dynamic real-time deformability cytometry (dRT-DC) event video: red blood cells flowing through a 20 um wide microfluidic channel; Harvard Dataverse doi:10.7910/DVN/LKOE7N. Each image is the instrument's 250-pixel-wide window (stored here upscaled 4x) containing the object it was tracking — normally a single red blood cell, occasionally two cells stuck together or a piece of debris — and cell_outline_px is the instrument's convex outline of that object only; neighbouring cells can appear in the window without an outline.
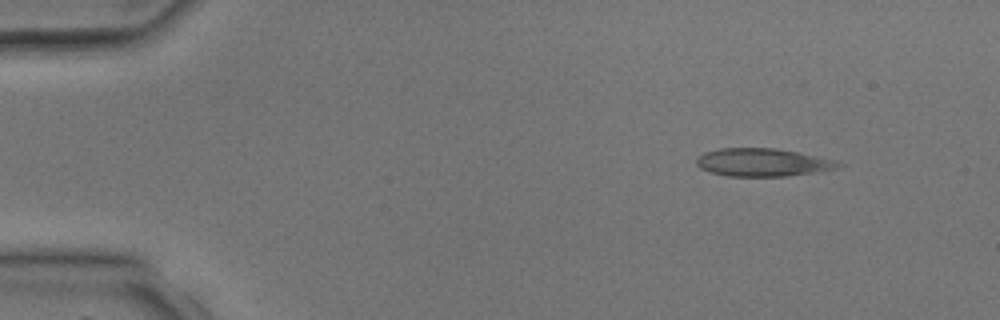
{"species": "common noctule bat (a hibernating species)", "species_latin": "Nyctalus noctula", "temperature_condition": "room temperature", "stored_images_in_passage": 4, "camera_frame_rate_fps": 3000, "um_per_image_px": 0.085, "animal": {"sex": "male", "body_mass_g": 17.9, "forearm_length_mm": 54.2}, "frame": {"image": 1, "passage_image": 1, "time_ms": 0.0, "image_size_px": [1000, 320], "cell_outline_px": [[848, 164], [840, 168], [816, 172], [784, 176], [728, 176], [712, 172], [700, 168], [696, 164], [696, 156], [704, 152], [720, 148], [776, 148], [836, 160]], "centroid_in_image_um": [64.86, 13.8], "position_along_channel_um": 20.1, "area_um2": 23.24}}
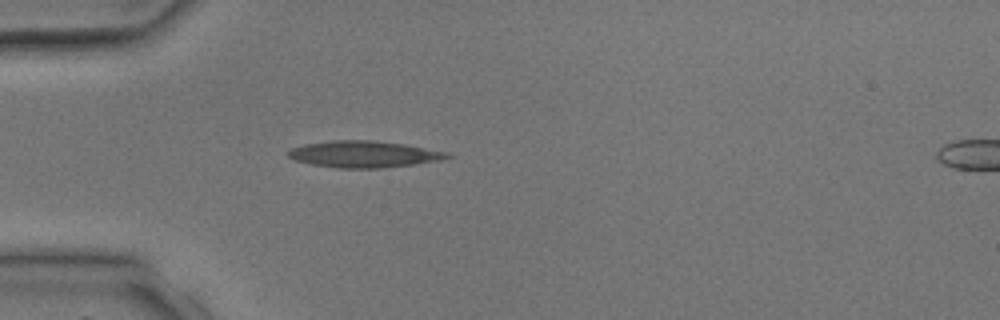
{"frame": {"image": 2, "passage_image": 3, "time_ms": 2.333, "image_size_px": [1000, 320], "cell_outline_px": [[452, 156], [440, 160], [416, 164], [380, 168], [336, 168], [312, 164], [296, 160], [288, 156], [288, 152], [292, 148], [304, 144], [332, 140], [376, 140], [404, 144], [448, 152]], "centroid_in_image_um": [30.94, 13.1], "position_along_channel_um": 54.1, "area_um2": 24.57}}